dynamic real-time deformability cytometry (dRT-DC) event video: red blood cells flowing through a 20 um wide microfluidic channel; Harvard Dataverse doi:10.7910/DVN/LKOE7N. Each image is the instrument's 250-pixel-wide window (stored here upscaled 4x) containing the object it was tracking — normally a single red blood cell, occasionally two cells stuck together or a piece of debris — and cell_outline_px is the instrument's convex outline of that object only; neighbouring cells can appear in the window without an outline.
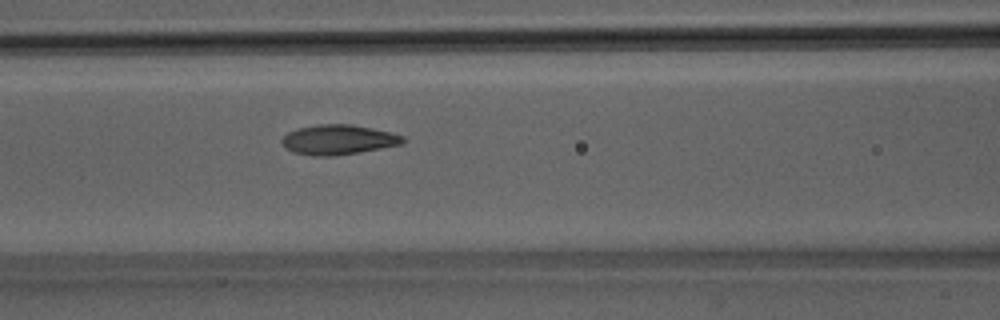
{"species": "Egyptian fruit bat (a non-hibernating species)", "species_latin": "Rousettus aegyptiacus", "temperature_condition": "room temperature", "stored_images_in_passage": 37, "camera_frame_rate_fps": 3000, "um_per_image_px": 0.085, "animal": {"sex": "male"}, "frame": {"image": 1, "passage_image": 9, "time_ms": 2.667, "image_size_px": [1000, 320], "cell_outline_px": [[404, 140], [400, 144], [380, 148], [336, 156], [312, 156], [292, 152], [280, 140], [288, 132], [300, 128], [320, 124], [352, 124], [392, 132], [404, 136]], "centroid_in_image_um": [28.75, 11.87], "position_along_channel_um": 137.8, "area_um2": 20.87}}
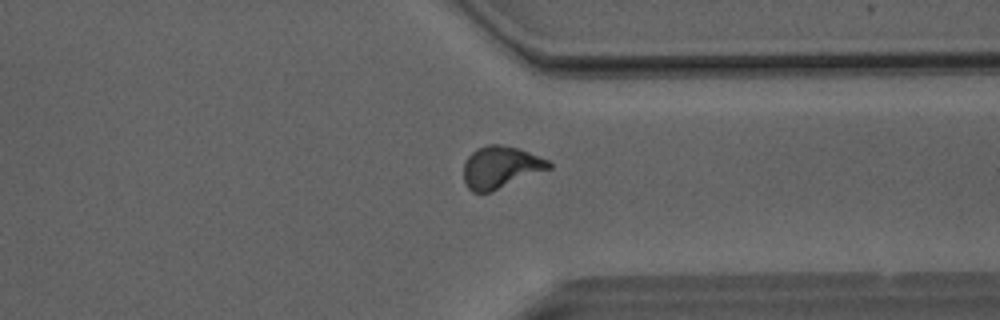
{"frame": {"image": 2, "passage_image": 26, "time_ms": 8.333, "image_size_px": [1000, 320], "cell_outline_px": [[552, 168], [492, 192], [472, 192], [468, 188], [464, 180], [464, 160], [476, 148], [488, 144], [500, 144], [520, 148], [548, 160], [552, 164]], "centroid_in_image_um": [42.55, 14.21], "position_along_channel_um": 368.8, "area_um2": 21.15}}
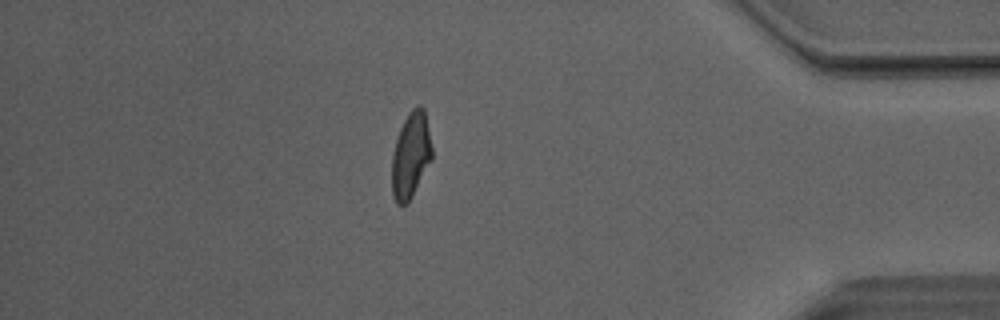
{"frame": {"image": 3, "passage_image": 31, "time_ms": 10.0, "image_size_px": [1000, 320], "cell_outline_px": [[432, 160], [408, 204], [396, 204], [392, 192], [392, 156], [396, 140], [400, 128], [408, 112], [416, 104], [420, 104], [424, 108], [432, 148]], "centroid_in_image_um": [34.92, 13.19], "position_along_channel_um": 400.3, "area_um2": 20.17}, "authors_computed_cell_mechanics": {"area_um2": 20.1722, "velocity_mm_per_s": 4.0874, "shape_relaxation_time_tau1_ms": 3.8161, "shape_relaxation_time_tau2_ms": 1.291, "deformation_change_tau1": 0.1522, "deformation_change_tau2": 0.0675}}